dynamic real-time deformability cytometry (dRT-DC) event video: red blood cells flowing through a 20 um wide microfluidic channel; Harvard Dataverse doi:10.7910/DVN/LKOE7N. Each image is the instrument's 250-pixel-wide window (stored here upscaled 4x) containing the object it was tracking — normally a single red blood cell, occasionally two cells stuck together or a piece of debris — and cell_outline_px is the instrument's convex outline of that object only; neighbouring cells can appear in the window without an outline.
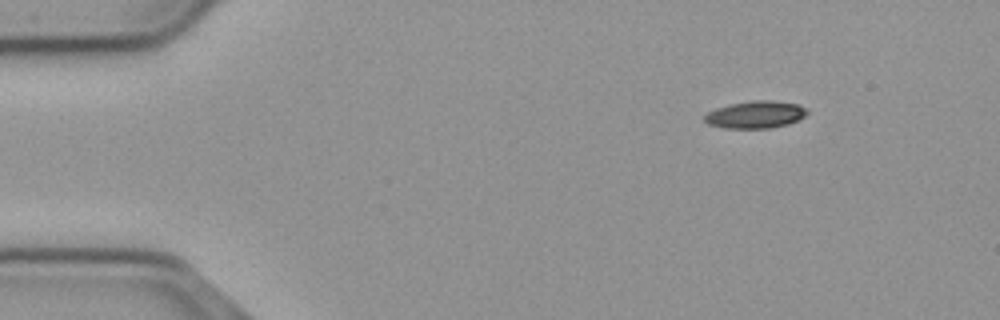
{"species": "common noctule bat (a hibernating species)", "species_latin": "Nyctalus noctula", "temperature_condition": "cold", "stored_images_in_passage": 50, "camera_frame_rate_fps": 3000, "um_per_image_px": 0.085, "animal": {"sex": "male", "body_mass_g": 23.1, "forearm_length_mm": 52.7}, "frame": {"image": 1, "passage_image": 1, "time_ms": 0.0, "image_size_px": [1000, 320], "cell_outline_px": [[808, 112], [804, 116], [788, 124], [768, 128], [724, 128], [708, 124], [704, 120], [704, 116], [708, 112], [716, 108], [728, 104], [752, 100], [772, 100], [796, 104], [808, 108]], "centroid_in_image_um": [64.2, 9.73], "position_along_channel_um": 20.8, "area_um2": 16.3}}
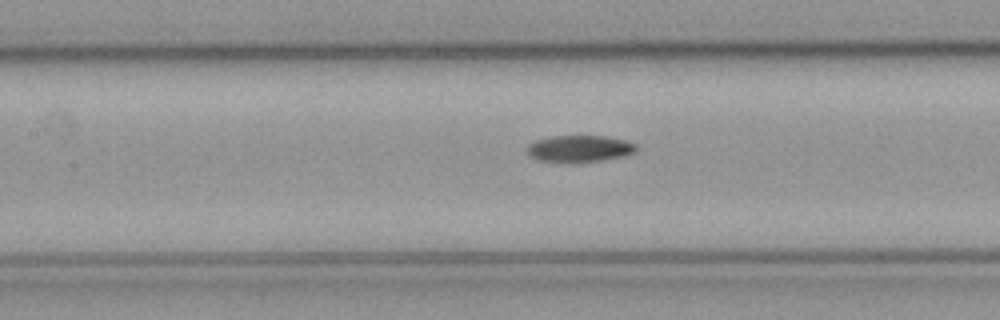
{"frame": {"image": 2, "passage_image": 19, "time_ms": 6.0, "image_size_px": [1000, 320], "cell_outline_px": [[636, 148], [632, 152], [624, 156], [604, 160], [580, 164], [560, 164], [536, 160], [528, 152], [528, 144], [536, 140], [552, 136], [604, 136], [624, 140], [636, 144]], "centroid_in_image_um": [49.21, 12.68], "position_along_channel_um": 158.2, "area_um2": 17.46}}
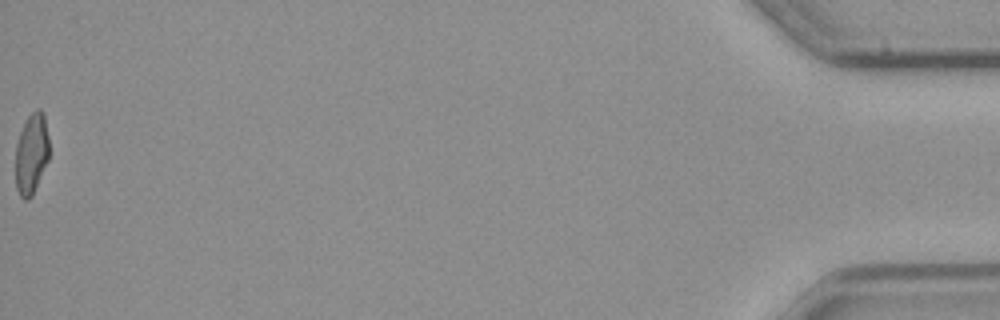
{"frame": {"image": 3, "passage_image": 50, "time_ms": 16.333, "image_size_px": [1000, 320], "cell_outline_px": [[48, 160], [32, 196], [28, 200], [24, 200], [20, 196], [16, 188], [16, 144], [20, 132], [28, 116], [36, 108], [40, 108], [44, 112], [48, 136]], "centroid_in_image_um": [2.67, 13.05], "position_along_channel_um": 432.5, "area_um2": 15.84}, "authors_computed_cell_mechanics": {"area_um2": 16.7331, "velocity_mm_per_s": 3.6997, "shape_relaxation_time_tau1_ms": 6.9351, "shape_relaxation_time_tau2_ms": null, "deformation_change_tau1": 0.1778, "deformation_change_tau2": null}}